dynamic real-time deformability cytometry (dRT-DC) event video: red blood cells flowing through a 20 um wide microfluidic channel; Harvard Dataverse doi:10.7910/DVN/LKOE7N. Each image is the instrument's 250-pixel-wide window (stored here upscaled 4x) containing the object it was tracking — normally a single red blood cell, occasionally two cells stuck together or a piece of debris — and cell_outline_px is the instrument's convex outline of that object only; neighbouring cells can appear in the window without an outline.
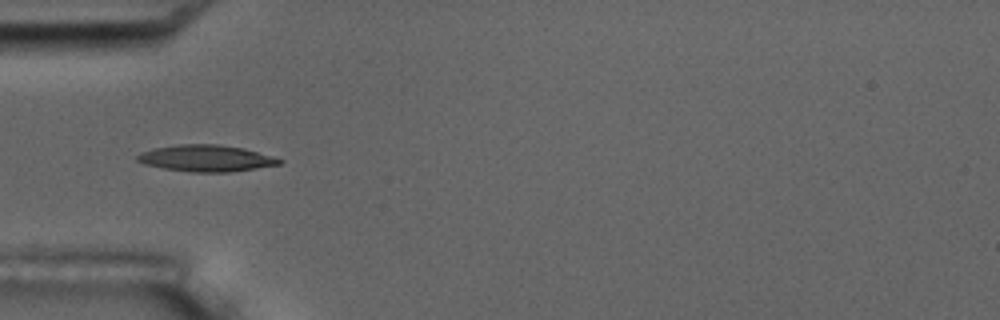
{"species": "common noctule bat (a hibernating species)", "species_latin": "Nyctalus noctula", "temperature_condition": "room temperature", "stored_images_in_passage": 14, "camera_frame_rate_fps": 3000, "um_per_image_px": 0.085, "animal": {"sex": "male", "body_mass_g": 17.5, "forearm_length_mm": 52.3}, "frame": {"image": 1, "passage_image": 4, "time_ms": 4.333, "image_size_px": [1000, 320], "cell_outline_px": [[284, 160], [280, 164], [256, 168], [228, 172], [188, 172], [164, 168], [144, 164], [136, 160], [136, 156], [140, 152], [156, 148], [180, 144], [220, 144], [244, 148], [272, 156]], "centroid_in_image_um": [17.51, 13.45], "position_along_channel_um": 67.5, "area_um2": 21.91}}
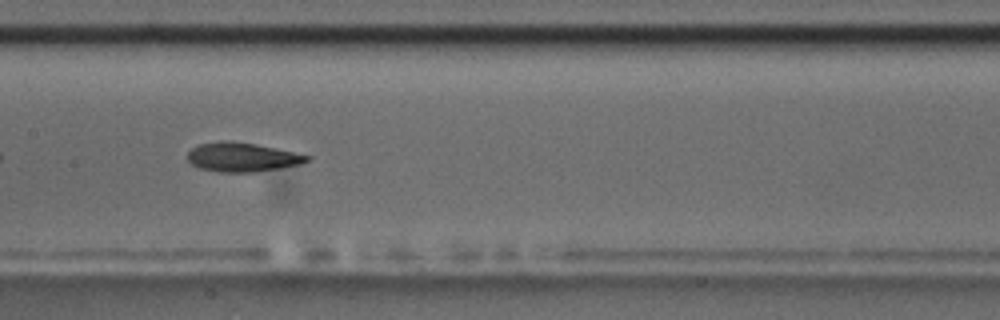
{"frame": {"image": 2, "passage_image": 7, "time_ms": 7.667, "image_size_px": [1000, 320], "cell_outline_px": [[312, 160], [300, 164], [280, 168], [252, 172], [220, 172], [200, 168], [192, 164], [188, 160], [188, 152], [192, 148], [200, 144], [220, 140], [232, 140], [256, 144], [276, 148], [312, 156]], "centroid_in_image_um": [20.61, 13.34], "position_along_channel_um": 186.8, "area_um2": 20.35}}
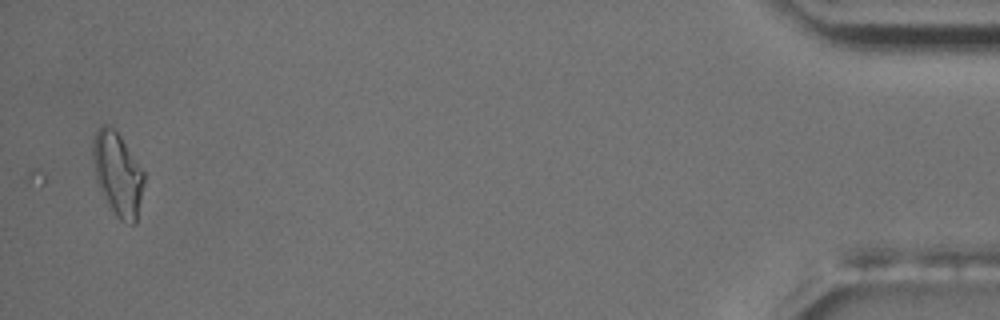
{"frame": {"image": 3, "passage_image": 14, "time_ms": 16.667, "image_size_px": [1000, 320], "cell_outline_px": [[144, 184], [136, 224], [132, 224], [120, 220], [116, 216], [104, 196], [96, 180], [92, 156], [92, 140], [96, 132], [104, 124], [108, 124], [120, 136], [144, 172]], "centroid_in_image_um": [10.0, 14.79], "position_along_channel_um": 425.2, "area_um2": 24.51}, "authors_computed_cell_mechanics": {"area_um2": 20.2589, "velocity_mm_per_s": 3.5906, "shape_relaxation_time_tau1_ms": 9.6913, "shape_relaxation_time_tau2_ms": 4.0818, "deformation_change_tau1": 0.1923, "deformation_change_tau2": 0.0997}}